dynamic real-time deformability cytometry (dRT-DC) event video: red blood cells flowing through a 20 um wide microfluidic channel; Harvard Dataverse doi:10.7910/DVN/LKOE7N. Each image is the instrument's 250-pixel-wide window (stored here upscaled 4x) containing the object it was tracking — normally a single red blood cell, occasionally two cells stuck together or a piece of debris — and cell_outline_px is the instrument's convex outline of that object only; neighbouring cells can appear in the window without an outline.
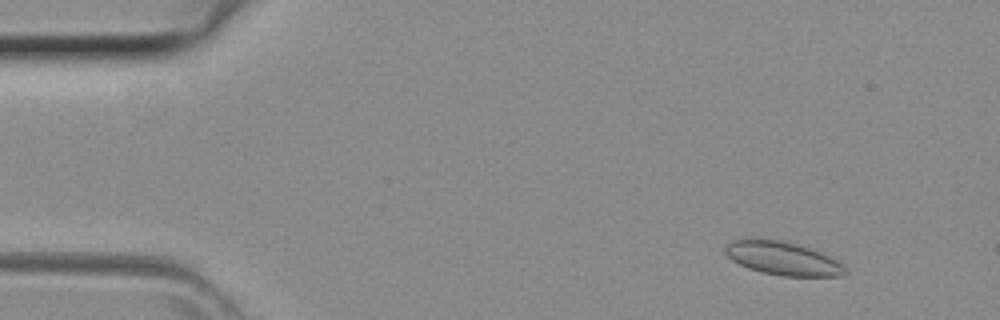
{"species": "common noctule bat (a hibernating species)", "species_latin": "Nyctalus noctula", "temperature_condition": "room temperature", "stored_images_in_passage": 43, "camera_frame_rate_fps": 3000, "um_per_image_px": 0.085, "animal": {"sex": "female", "body_mass_g": 29.2, "forearm_length_mm": 56.3}, "frame": {"image": 1, "passage_image": 5, "time_ms": 1.333, "image_size_px": [1000, 320], "cell_outline_px": [[848, 272], [844, 276], [784, 276], [760, 272], [748, 268], [732, 260], [724, 252], [724, 248], [732, 240], [752, 236], [780, 240], [796, 244], [820, 252], [844, 264]], "centroid_in_image_um": [66.5, 21.94], "position_along_channel_um": 18.5, "area_um2": 23.7}}
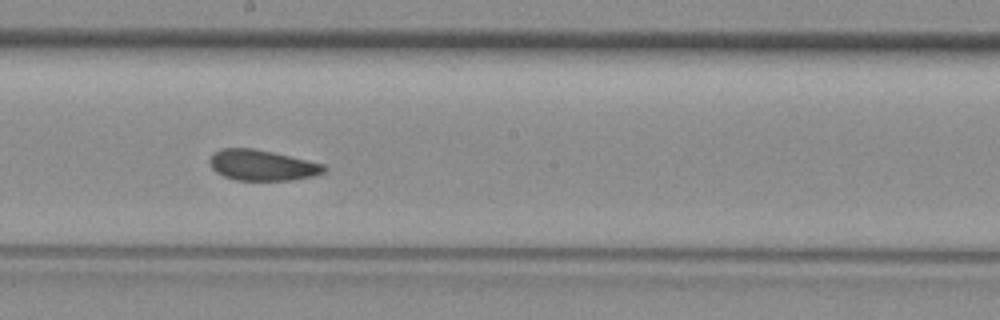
{"frame": {"image": 2, "passage_image": 24, "time_ms": 7.667, "image_size_px": [1000, 320], "cell_outline_px": [[328, 168], [324, 172], [312, 176], [292, 180], [236, 180], [224, 176], [216, 172], [212, 168], [208, 160], [212, 152], [220, 148], [252, 148], [272, 152], [324, 164]], "centroid_in_image_um": [22.24, 14.04], "position_along_channel_um": 226.0, "area_um2": 20.46}}
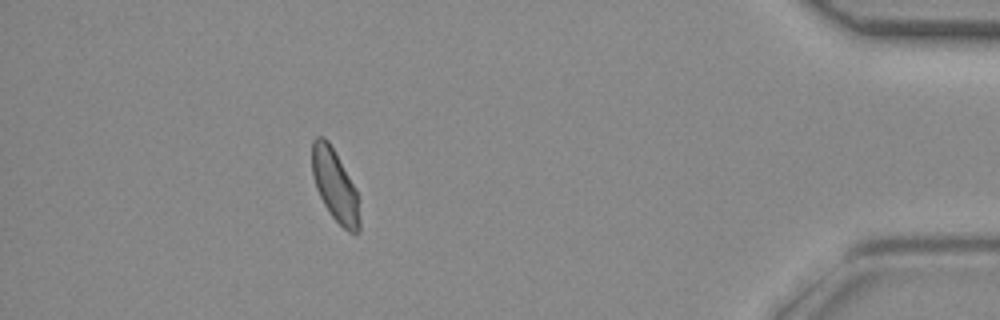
{"frame": {"image": 3, "passage_image": 39, "time_ms": 12.667, "image_size_px": [1000, 320], "cell_outline_px": [[360, 228], [356, 232], [348, 232], [328, 212], [316, 188], [312, 176], [312, 140], [316, 136], [324, 136], [328, 140], [356, 188], [360, 220]], "centroid_in_image_um": [28.45, 15.74], "position_along_channel_um": 406.7, "area_um2": 19.83}}